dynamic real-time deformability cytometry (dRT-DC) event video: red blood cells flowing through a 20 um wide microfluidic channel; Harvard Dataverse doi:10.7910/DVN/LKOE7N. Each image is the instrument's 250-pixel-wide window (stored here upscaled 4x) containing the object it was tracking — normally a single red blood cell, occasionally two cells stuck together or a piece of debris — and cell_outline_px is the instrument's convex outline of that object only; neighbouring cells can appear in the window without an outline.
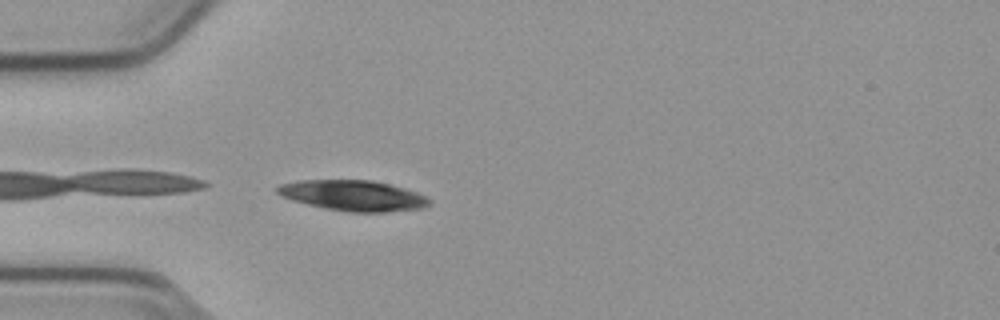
{"species": "common noctule bat (a hibernating species)", "species_latin": "Nyctalus noctula", "temperature_condition": "cold", "stored_images_in_passage": 24, "camera_frame_rate_fps": 3000, "um_per_image_px": 0.085, "animal": {"sex": "male", "body_mass_g": 23.1, "forearm_length_mm": 52.7}, "frame": {"image": 1, "passage_image": 1, "time_ms": 0.0, "image_size_px": [1000, 320], "cell_outline_px": [[432, 200], [428, 204], [420, 208], [384, 212], [348, 212], [324, 208], [292, 200], [280, 196], [276, 192], [276, 188], [280, 184], [300, 180], [372, 180], [404, 188], [416, 192]], "centroid_in_image_um": [29.97, 16.62], "position_along_channel_um": 55.0, "area_um2": 26.88}}